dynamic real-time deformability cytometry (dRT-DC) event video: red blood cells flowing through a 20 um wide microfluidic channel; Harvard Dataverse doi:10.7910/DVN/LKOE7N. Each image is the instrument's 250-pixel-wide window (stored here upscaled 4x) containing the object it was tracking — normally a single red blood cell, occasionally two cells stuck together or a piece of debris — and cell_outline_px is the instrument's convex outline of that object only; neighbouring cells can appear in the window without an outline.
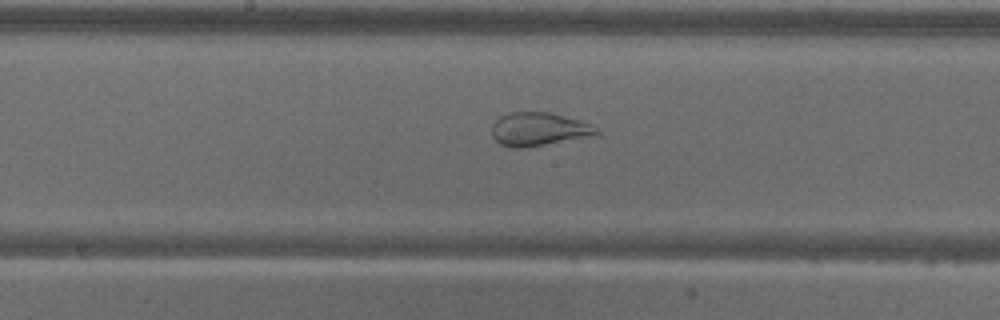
{"species": "common noctule bat (a hibernating species)", "species_latin": "Nyctalus noctula", "temperature_condition": "warm", "stored_images_in_passage": 41, "camera_frame_rate_fps": 3000, "um_per_image_px": 0.085, "animal": {"sex": "male", "body_mass_g": 18.8}, "frame": {"image": 1, "passage_image": 21, "time_ms": 6.667, "image_size_px": [1000, 320], "cell_outline_px": [[600, 132], [584, 136], [524, 148], [512, 148], [500, 144], [492, 136], [492, 124], [500, 116], [512, 112], [548, 112], [580, 120], [592, 124], [600, 128]], "centroid_in_image_um": [45.74, 10.97], "position_along_channel_um": 202.5, "area_um2": 20.0}}
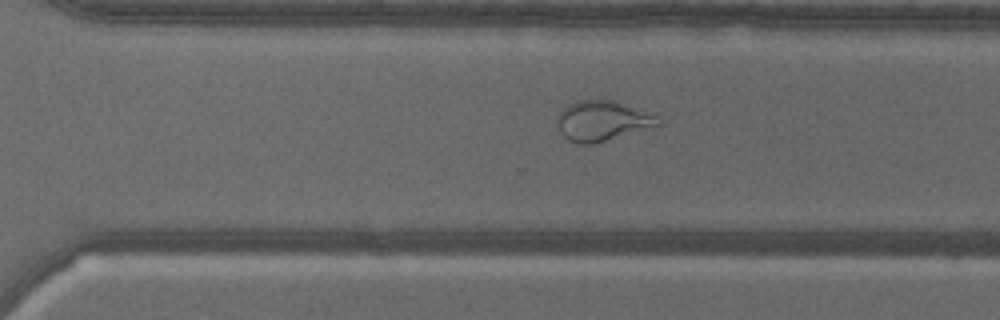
{"frame": {"image": 2, "passage_image": 31, "time_ms": 10.0, "image_size_px": [1000, 320], "cell_outline_px": [[664, 124], [592, 144], [580, 144], [568, 140], [560, 132], [556, 124], [556, 120], [560, 112], [568, 104], [576, 100], [612, 100], [624, 104], [656, 116]], "centroid_in_image_um": [51.16, 10.28], "position_along_channel_um": 319.4, "area_um2": 23.35}}
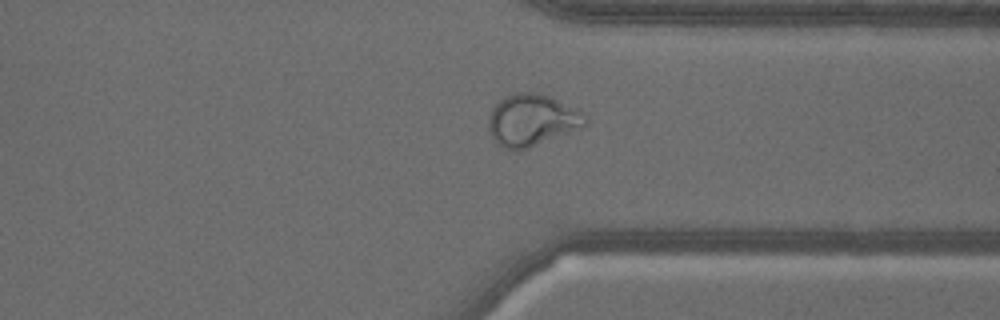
{"frame": {"image": 3, "passage_image": 35, "time_ms": 11.333, "image_size_px": [1000, 320], "cell_outline_px": [[588, 124], [580, 128], [520, 152], [516, 152], [504, 148], [496, 144], [492, 140], [488, 128], [488, 116], [492, 108], [500, 100], [512, 92], [532, 92], [548, 96], [584, 112], [588, 116]], "centroid_in_image_um": [45.19, 10.24], "position_along_channel_um": 366.2, "area_um2": 29.71}}